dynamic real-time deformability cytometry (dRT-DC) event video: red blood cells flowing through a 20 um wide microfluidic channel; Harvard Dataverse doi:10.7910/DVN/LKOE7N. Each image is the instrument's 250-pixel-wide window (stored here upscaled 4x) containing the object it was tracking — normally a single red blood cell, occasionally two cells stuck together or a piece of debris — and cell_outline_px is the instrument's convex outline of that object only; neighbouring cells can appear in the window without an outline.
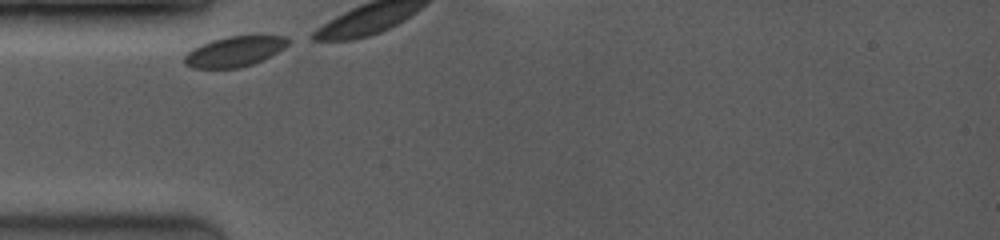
{"species": "common noctule bat (a hibernating species)", "species_latin": "Nyctalus noctula", "temperature_condition": "room temperature", "stored_images_in_passage": 4, "camera_frame_rate_fps": 3500, "um_per_image_px": 0.085, "animal": {"sex": "female", "body_mass_g": 19.0, "forearm_length_mm": 53.3}, "frame": {"image": 1, "passage_image": 1, "time_ms": 0.0, "image_size_px": [1000, 240], "cell_outline_px": [[292, 40], [284, 48], [252, 64], [240, 68], [192, 68], [184, 64], [184, 56], [192, 48], [200, 44], [212, 40], [228, 36], [284, 36]], "centroid_in_image_um": [19.89, 4.38], "position_along_channel_um": 65.1, "area_um2": 18.15}}